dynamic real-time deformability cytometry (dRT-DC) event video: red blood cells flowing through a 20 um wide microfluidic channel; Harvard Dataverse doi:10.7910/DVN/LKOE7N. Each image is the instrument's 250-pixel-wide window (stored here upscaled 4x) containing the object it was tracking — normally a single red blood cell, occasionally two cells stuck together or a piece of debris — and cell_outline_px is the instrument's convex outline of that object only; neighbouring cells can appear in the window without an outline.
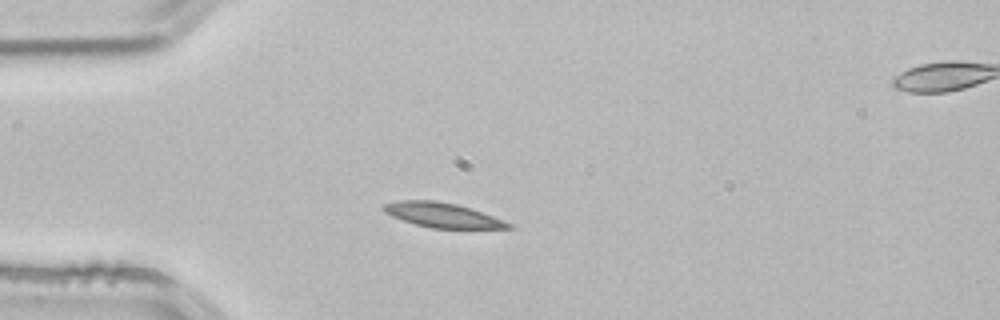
{"species": "common noctule bat (a hibernating species)", "species_latin": "Nyctalus noctula", "temperature_condition": "room temperature", "stored_images_in_passage": 3, "segment_of_instrument_passage": [1, 2], "camera_frame_rate_fps": 3000, "um_per_image_px": 0.085, "animal": {"sex": "male", "body_mass_g": 21.5, "forearm_length_mm": 52.0}, "frame": {"image": 1, "passage_image": 2, "time_ms": 0.333, "image_size_px": [1000, 320], "cell_outline_px": [[516, 228], [432, 228], [416, 224], [392, 216], [384, 212], [380, 208], [380, 204], [400, 200], [436, 200], [456, 204], [472, 208], [504, 220], [512, 224]], "centroid_in_image_um": [37.59, 18.27], "position_along_channel_um": 47.4, "area_um2": 18.03}}